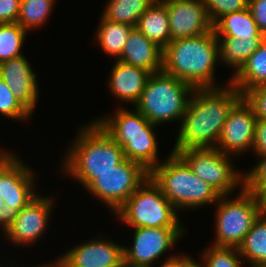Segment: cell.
Segmentation results:
<instances>
[{
  "mask_svg": "<svg viewBox=\"0 0 266 267\" xmlns=\"http://www.w3.org/2000/svg\"><path fill=\"white\" fill-rule=\"evenodd\" d=\"M56 0H21L17 23L29 34L38 30L50 19ZM38 28V29H37Z\"/></svg>",
  "mask_w": 266,
  "mask_h": 267,
  "instance_id": "obj_27",
  "label": "cell"
},
{
  "mask_svg": "<svg viewBox=\"0 0 266 267\" xmlns=\"http://www.w3.org/2000/svg\"><path fill=\"white\" fill-rule=\"evenodd\" d=\"M214 24L220 17L248 8V0H201Z\"/></svg>",
  "mask_w": 266,
  "mask_h": 267,
  "instance_id": "obj_32",
  "label": "cell"
},
{
  "mask_svg": "<svg viewBox=\"0 0 266 267\" xmlns=\"http://www.w3.org/2000/svg\"><path fill=\"white\" fill-rule=\"evenodd\" d=\"M149 176L179 213L214 206L221 196L198 178L177 153L171 151L149 172Z\"/></svg>",
  "mask_w": 266,
  "mask_h": 267,
  "instance_id": "obj_5",
  "label": "cell"
},
{
  "mask_svg": "<svg viewBox=\"0 0 266 267\" xmlns=\"http://www.w3.org/2000/svg\"><path fill=\"white\" fill-rule=\"evenodd\" d=\"M76 131L72 144L69 143L63 153L61 169H58L85 190L99 174L114 169L126 158L123 148L96 120L80 125Z\"/></svg>",
  "mask_w": 266,
  "mask_h": 267,
  "instance_id": "obj_2",
  "label": "cell"
},
{
  "mask_svg": "<svg viewBox=\"0 0 266 267\" xmlns=\"http://www.w3.org/2000/svg\"><path fill=\"white\" fill-rule=\"evenodd\" d=\"M131 245L123 246L124 266L153 267L182 240L185 227L132 228ZM172 248V249H171Z\"/></svg>",
  "mask_w": 266,
  "mask_h": 267,
  "instance_id": "obj_12",
  "label": "cell"
},
{
  "mask_svg": "<svg viewBox=\"0 0 266 267\" xmlns=\"http://www.w3.org/2000/svg\"><path fill=\"white\" fill-rule=\"evenodd\" d=\"M243 96L252 105L256 118L266 120V85L253 87Z\"/></svg>",
  "mask_w": 266,
  "mask_h": 267,
  "instance_id": "obj_33",
  "label": "cell"
},
{
  "mask_svg": "<svg viewBox=\"0 0 266 267\" xmlns=\"http://www.w3.org/2000/svg\"><path fill=\"white\" fill-rule=\"evenodd\" d=\"M263 213H266V185L257 193Z\"/></svg>",
  "mask_w": 266,
  "mask_h": 267,
  "instance_id": "obj_39",
  "label": "cell"
},
{
  "mask_svg": "<svg viewBox=\"0 0 266 267\" xmlns=\"http://www.w3.org/2000/svg\"><path fill=\"white\" fill-rule=\"evenodd\" d=\"M155 0H108L102 16L109 21L136 27L141 15Z\"/></svg>",
  "mask_w": 266,
  "mask_h": 267,
  "instance_id": "obj_25",
  "label": "cell"
},
{
  "mask_svg": "<svg viewBox=\"0 0 266 267\" xmlns=\"http://www.w3.org/2000/svg\"><path fill=\"white\" fill-rule=\"evenodd\" d=\"M201 250L200 259L206 267H243L246 264L236 247L208 245ZM243 264V265H242Z\"/></svg>",
  "mask_w": 266,
  "mask_h": 267,
  "instance_id": "obj_29",
  "label": "cell"
},
{
  "mask_svg": "<svg viewBox=\"0 0 266 267\" xmlns=\"http://www.w3.org/2000/svg\"><path fill=\"white\" fill-rule=\"evenodd\" d=\"M194 88L163 71L148 78L134 107L152 124L158 126L182 120Z\"/></svg>",
  "mask_w": 266,
  "mask_h": 267,
  "instance_id": "obj_6",
  "label": "cell"
},
{
  "mask_svg": "<svg viewBox=\"0 0 266 267\" xmlns=\"http://www.w3.org/2000/svg\"><path fill=\"white\" fill-rule=\"evenodd\" d=\"M21 0H0V24L17 22Z\"/></svg>",
  "mask_w": 266,
  "mask_h": 267,
  "instance_id": "obj_34",
  "label": "cell"
},
{
  "mask_svg": "<svg viewBox=\"0 0 266 267\" xmlns=\"http://www.w3.org/2000/svg\"><path fill=\"white\" fill-rule=\"evenodd\" d=\"M236 196L221 195L215 208L213 224L214 237L211 245L216 247L238 248L253 223L263 213L257 194L245 190H238ZM231 197V198H230Z\"/></svg>",
  "mask_w": 266,
  "mask_h": 267,
  "instance_id": "obj_8",
  "label": "cell"
},
{
  "mask_svg": "<svg viewBox=\"0 0 266 267\" xmlns=\"http://www.w3.org/2000/svg\"><path fill=\"white\" fill-rule=\"evenodd\" d=\"M27 36L28 32L17 22L0 24V63L24 55Z\"/></svg>",
  "mask_w": 266,
  "mask_h": 267,
  "instance_id": "obj_28",
  "label": "cell"
},
{
  "mask_svg": "<svg viewBox=\"0 0 266 267\" xmlns=\"http://www.w3.org/2000/svg\"><path fill=\"white\" fill-rule=\"evenodd\" d=\"M162 56L163 49L134 27L117 60L157 73L162 71Z\"/></svg>",
  "mask_w": 266,
  "mask_h": 267,
  "instance_id": "obj_19",
  "label": "cell"
},
{
  "mask_svg": "<svg viewBox=\"0 0 266 267\" xmlns=\"http://www.w3.org/2000/svg\"><path fill=\"white\" fill-rule=\"evenodd\" d=\"M218 64V40L214 30L199 36L171 40L163 49L162 71L194 89L230 83V79L222 85L216 80Z\"/></svg>",
  "mask_w": 266,
  "mask_h": 267,
  "instance_id": "obj_3",
  "label": "cell"
},
{
  "mask_svg": "<svg viewBox=\"0 0 266 267\" xmlns=\"http://www.w3.org/2000/svg\"><path fill=\"white\" fill-rule=\"evenodd\" d=\"M127 227H184L180 213L149 176L114 214Z\"/></svg>",
  "mask_w": 266,
  "mask_h": 267,
  "instance_id": "obj_9",
  "label": "cell"
},
{
  "mask_svg": "<svg viewBox=\"0 0 266 267\" xmlns=\"http://www.w3.org/2000/svg\"><path fill=\"white\" fill-rule=\"evenodd\" d=\"M123 246L99 235L67 248L55 259L60 267H124Z\"/></svg>",
  "mask_w": 266,
  "mask_h": 267,
  "instance_id": "obj_14",
  "label": "cell"
},
{
  "mask_svg": "<svg viewBox=\"0 0 266 267\" xmlns=\"http://www.w3.org/2000/svg\"><path fill=\"white\" fill-rule=\"evenodd\" d=\"M255 157L256 164L243 173V188L257 194L266 185V155Z\"/></svg>",
  "mask_w": 266,
  "mask_h": 267,
  "instance_id": "obj_31",
  "label": "cell"
},
{
  "mask_svg": "<svg viewBox=\"0 0 266 267\" xmlns=\"http://www.w3.org/2000/svg\"><path fill=\"white\" fill-rule=\"evenodd\" d=\"M99 19L94 39L105 55L117 60L121 56L128 36L134 27L109 21L102 15Z\"/></svg>",
  "mask_w": 266,
  "mask_h": 267,
  "instance_id": "obj_24",
  "label": "cell"
},
{
  "mask_svg": "<svg viewBox=\"0 0 266 267\" xmlns=\"http://www.w3.org/2000/svg\"><path fill=\"white\" fill-rule=\"evenodd\" d=\"M169 16L171 39L194 37L213 30L201 0H163Z\"/></svg>",
  "mask_w": 266,
  "mask_h": 267,
  "instance_id": "obj_16",
  "label": "cell"
},
{
  "mask_svg": "<svg viewBox=\"0 0 266 267\" xmlns=\"http://www.w3.org/2000/svg\"><path fill=\"white\" fill-rule=\"evenodd\" d=\"M55 198L38 194L32 201L24 206L17 214L13 224L5 231L4 238L11 245L33 247L39 242L52 221L50 216L55 208ZM49 223V224H48Z\"/></svg>",
  "mask_w": 266,
  "mask_h": 267,
  "instance_id": "obj_13",
  "label": "cell"
},
{
  "mask_svg": "<svg viewBox=\"0 0 266 267\" xmlns=\"http://www.w3.org/2000/svg\"><path fill=\"white\" fill-rule=\"evenodd\" d=\"M25 54L0 63V77L12 93L32 113L39 101L37 72L31 67Z\"/></svg>",
  "mask_w": 266,
  "mask_h": 267,
  "instance_id": "obj_17",
  "label": "cell"
},
{
  "mask_svg": "<svg viewBox=\"0 0 266 267\" xmlns=\"http://www.w3.org/2000/svg\"><path fill=\"white\" fill-rule=\"evenodd\" d=\"M20 158L21 156L13 150L0 148V230L2 234L13 224L18 212L39 194L36 190L37 172L34 173V169Z\"/></svg>",
  "mask_w": 266,
  "mask_h": 267,
  "instance_id": "obj_7",
  "label": "cell"
},
{
  "mask_svg": "<svg viewBox=\"0 0 266 267\" xmlns=\"http://www.w3.org/2000/svg\"><path fill=\"white\" fill-rule=\"evenodd\" d=\"M112 62V68L107 78V88L117 101L134 105L139 101L143 90L146 87L150 71L124 63L119 60ZM125 103V104H124Z\"/></svg>",
  "mask_w": 266,
  "mask_h": 267,
  "instance_id": "obj_18",
  "label": "cell"
},
{
  "mask_svg": "<svg viewBox=\"0 0 266 267\" xmlns=\"http://www.w3.org/2000/svg\"><path fill=\"white\" fill-rule=\"evenodd\" d=\"M148 177L149 171L140 163L125 159L114 169L99 174L85 190L114 215Z\"/></svg>",
  "mask_w": 266,
  "mask_h": 267,
  "instance_id": "obj_11",
  "label": "cell"
},
{
  "mask_svg": "<svg viewBox=\"0 0 266 267\" xmlns=\"http://www.w3.org/2000/svg\"><path fill=\"white\" fill-rule=\"evenodd\" d=\"M230 83L243 95L253 87L266 85V36L259 48L245 61Z\"/></svg>",
  "mask_w": 266,
  "mask_h": 267,
  "instance_id": "obj_22",
  "label": "cell"
},
{
  "mask_svg": "<svg viewBox=\"0 0 266 267\" xmlns=\"http://www.w3.org/2000/svg\"><path fill=\"white\" fill-rule=\"evenodd\" d=\"M265 37H251V39H237L235 37H217L219 62L222 66L232 69L234 76L245 61L259 48ZM231 67V68H230Z\"/></svg>",
  "mask_w": 266,
  "mask_h": 267,
  "instance_id": "obj_21",
  "label": "cell"
},
{
  "mask_svg": "<svg viewBox=\"0 0 266 267\" xmlns=\"http://www.w3.org/2000/svg\"><path fill=\"white\" fill-rule=\"evenodd\" d=\"M248 8L258 29L266 36V0H248Z\"/></svg>",
  "mask_w": 266,
  "mask_h": 267,
  "instance_id": "obj_35",
  "label": "cell"
},
{
  "mask_svg": "<svg viewBox=\"0 0 266 267\" xmlns=\"http://www.w3.org/2000/svg\"><path fill=\"white\" fill-rule=\"evenodd\" d=\"M200 260V261H199ZM195 260L194 257L189 256L183 263L182 267H206L204 262L199 258ZM199 262V263H198Z\"/></svg>",
  "mask_w": 266,
  "mask_h": 267,
  "instance_id": "obj_38",
  "label": "cell"
},
{
  "mask_svg": "<svg viewBox=\"0 0 266 267\" xmlns=\"http://www.w3.org/2000/svg\"><path fill=\"white\" fill-rule=\"evenodd\" d=\"M256 122L254 109L243 96L228 114L216 148L234 158L252 152Z\"/></svg>",
  "mask_w": 266,
  "mask_h": 267,
  "instance_id": "obj_15",
  "label": "cell"
},
{
  "mask_svg": "<svg viewBox=\"0 0 266 267\" xmlns=\"http://www.w3.org/2000/svg\"><path fill=\"white\" fill-rule=\"evenodd\" d=\"M216 37H235L237 39H251V37H265L258 29L249 8L220 17L214 24Z\"/></svg>",
  "mask_w": 266,
  "mask_h": 267,
  "instance_id": "obj_23",
  "label": "cell"
},
{
  "mask_svg": "<svg viewBox=\"0 0 266 267\" xmlns=\"http://www.w3.org/2000/svg\"><path fill=\"white\" fill-rule=\"evenodd\" d=\"M252 155H266V120L257 119L254 142L252 146Z\"/></svg>",
  "mask_w": 266,
  "mask_h": 267,
  "instance_id": "obj_36",
  "label": "cell"
},
{
  "mask_svg": "<svg viewBox=\"0 0 266 267\" xmlns=\"http://www.w3.org/2000/svg\"><path fill=\"white\" fill-rule=\"evenodd\" d=\"M169 256V257H168ZM168 256L165 258V260L163 262L159 261V266H157L156 264L154 265L155 267H182V263L190 256L188 255V253L184 254L182 252L178 254L177 253H173L170 255L168 254ZM161 262V264H160Z\"/></svg>",
  "mask_w": 266,
  "mask_h": 267,
  "instance_id": "obj_37",
  "label": "cell"
},
{
  "mask_svg": "<svg viewBox=\"0 0 266 267\" xmlns=\"http://www.w3.org/2000/svg\"><path fill=\"white\" fill-rule=\"evenodd\" d=\"M176 153L198 178L220 195H233L243 187V171L236 169L233 156L217 148H192Z\"/></svg>",
  "mask_w": 266,
  "mask_h": 267,
  "instance_id": "obj_10",
  "label": "cell"
},
{
  "mask_svg": "<svg viewBox=\"0 0 266 267\" xmlns=\"http://www.w3.org/2000/svg\"><path fill=\"white\" fill-rule=\"evenodd\" d=\"M238 249L245 263L266 264V213L253 223Z\"/></svg>",
  "mask_w": 266,
  "mask_h": 267,
  "instance_id": "obj_26",
  "label": "cell"
},
{
  "mask_svg": "<svg viewBox=\"0 0 266 267\" xmlns=\"http://www.w3.org/2000/svg\"><path fill=\"white\" fill-rule=\"evenodd\" d=\"M136 27L151 41L164 49L171 42L169 16L163 0L154 3L141 15Z\"/></svg>",
  "mask_w": 266,
  "mask_h": 267,
  "instance_id": "obj_20",
  "label": "cell"
},
{
  "mask_svg": "<svg viewBox=\"0 0 266 267\" xmlns=\"http://www.w3.org/2000/svg\"><path fill=\"white\" fill-rule=\"evenodd\" d=\"M4 265H5V266H4ZM3 266H4V267H6V266L8 267L7 264H3V263L1 264V263H0V267H3ZM10 267H12V266H10Z\"/></svg>",
  "mask_w": 266,
  "mask_h": 267,
  "instance_id": "obj_42",
  "label": "cell"
},
{
  "mask_svg": "<svg viewBox=\"0 0 266 267\" xmlns=\"http://www.w3.org/2000/svg\"><path fill=\"white\" fill-rule=\"evenodd\" d=\"M34 266L35 267H60L56 259L53 260V261H51V262L49 261L48 263L45 262V264L44 263L43 264L41 263V264H39L37 266L35 264ZM34 266L32 265V267H34ZM12 267H17V266H12Z\"/></svg>",
  "mask_w": 266,
  "mask_h": 267,
  "instance_id": "obj_40",
  "label": "cell"
},
{
  "mask_svg": "<svg viewBox=\"0 0 266 267\" xmlns=\"http://www.w3.org/2000/svg\"><path fill=\"white\" fill-rule=\"evenodd\" d=\"M0 115L13 121L28 122L32 113L14 96L6 82L0 77Z\"/></svg>",
  "mask_w": 266,
  "mask_h": 267,
  "instance_id": "obj_30",
  "label": "cell"
},
{
  "mask_svg": "<svg viewBox=\"0 0 266 267\" xmlns=\"http://www.w3.org/2000/svg\"><path fill=\"white\" fill-rule=\"evenodd\" d=\"M117 107L111 114L94 118L123 148L126 159L140 163L147 171L158 166L159 142L154 132L158 125L150 123L135 107Z\"/></svg>",
  "mask_w": 266,
  "mask_h": 267,
  "instance_id": "obj_4",
  "label": "cell"
},
{
  "mask_svg": "<svg viewBox=\"0 0 266 267\" xmlns=\"http://www.w3.org/2000/svg\"><path fill=\"white\" fill-rule=\"evenodd\" d=\"M245 264H247L246 266H248V264H249L248 267H266V264H258V263H245Z\"/></svg>",
  "mask_w": 266,
  "mask_h": 267,
  "instance_id": "obj_41",
  "label": "cell"
},
{
  "mask_svg": "<svg viewBox=\"0 0 266 267\" xmlns=\"http://www.w3.org/2000/svg\"><path fill=\"white\" fill-rule=\"evenodd\" d=\"M243 94L231 83L210 88H195L177 128L171 152L192 148H216L233 106Z\"/></svg>",
  "mask_w": 266,
  "mask_h": 267,
  "instance_id": "obj_1",
  "label": "cell"
}]
</instances>
